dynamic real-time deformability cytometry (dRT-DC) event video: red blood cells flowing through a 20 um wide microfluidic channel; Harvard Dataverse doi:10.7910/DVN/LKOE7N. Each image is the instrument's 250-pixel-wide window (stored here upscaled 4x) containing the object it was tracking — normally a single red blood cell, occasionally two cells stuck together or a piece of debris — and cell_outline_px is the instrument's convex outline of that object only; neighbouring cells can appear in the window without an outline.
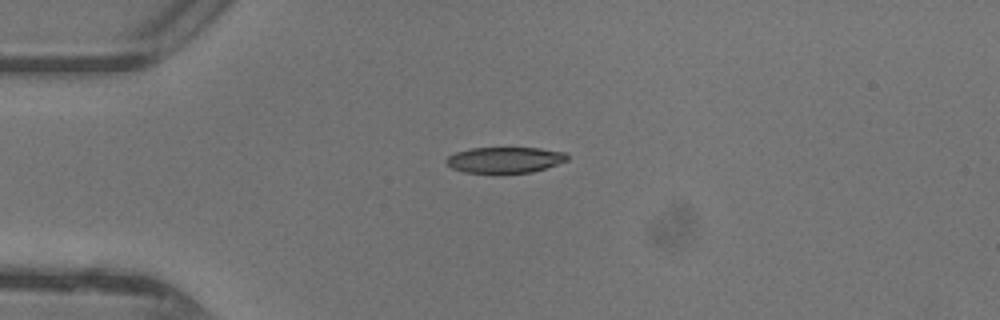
{"species": "common noctule bat (a hibernating species)", "species_latin": "Nyctalus noctula", "temperature_condition": "warm", "stored_images_in_passage": 36, "camera_frame_rate_fps": 3000, "um_per_image_px": 0.085, "animal": {"sex": "female"}, "frame": {"image": 1, "passage_image": 1, "time_ms": 0.0, "image_size_px": [1000, 320], "cell_outline_px": [[568, 160], [532, 172], [464, 172], [452, 168], [444, 160], [448, 156], [456, 152], [472, 148], [540, 148], [564, 152], [568, 156]], "centroid_in_image_um": [42.9, 13.58], "position_along_channel_um": 42.1, "area_um2": 17.92}}
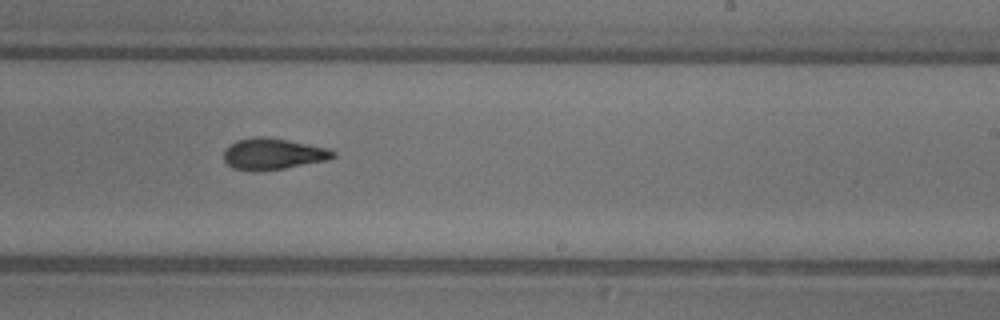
{"frame": {"image": 2, "passage_image": 18, "time_ms": 5.667, "image_size_px": [1000, 320], "cell_outline_px": [[336, 156], [328, 160], [284, 168], [252, 172], [232, 168], [224, 160], [224, 152], [236, 140], [256, 136], [260, 136], [288, 140], [332, 148], [336, 152]], "centroid_in_image_um": [23.25, 13.09], "position_along_channel_um": 265.8, "area_um2": 20.06}}
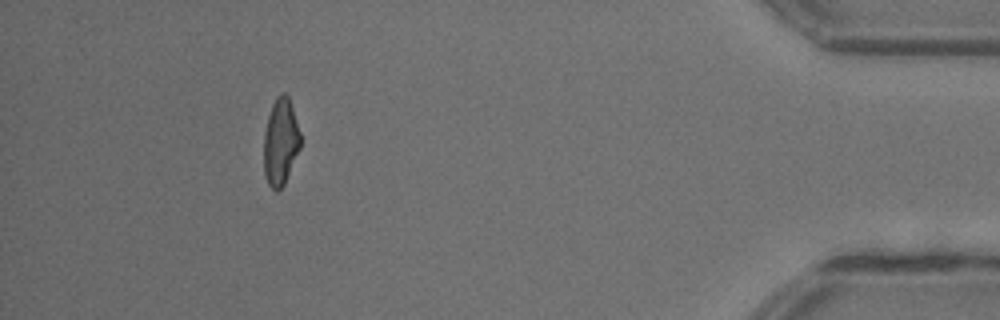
{"frame": {"image": 3, "passage_image": 32, "time_ms": 10.333, "image_size_px": [1000, 320], "cell_outline_px": [[300, 148], [284, 184], [276, 192], [268, 184], [264, 176], [264, 132], [268, 116], [272, 104], [276, 96], [280, 92], [284, 92], [288, 96], [300, 132]], "centroid_in_image_um": [23.83, 12.05], "position_along_channel_um": 411.4, "area_um2": 18.5}, "authors_computed_cell_mechanics": {"area_um2": 19.7676, "velocity_mm_per_s": 4.4141, "shape_relaxation_time_tau1_ms": 3.9264, "shape_relaxation_time_tau2_ms": 2.5563, "deformation_change_tau1": 0.1771, "deformation_change_tau2": 0.1108}}